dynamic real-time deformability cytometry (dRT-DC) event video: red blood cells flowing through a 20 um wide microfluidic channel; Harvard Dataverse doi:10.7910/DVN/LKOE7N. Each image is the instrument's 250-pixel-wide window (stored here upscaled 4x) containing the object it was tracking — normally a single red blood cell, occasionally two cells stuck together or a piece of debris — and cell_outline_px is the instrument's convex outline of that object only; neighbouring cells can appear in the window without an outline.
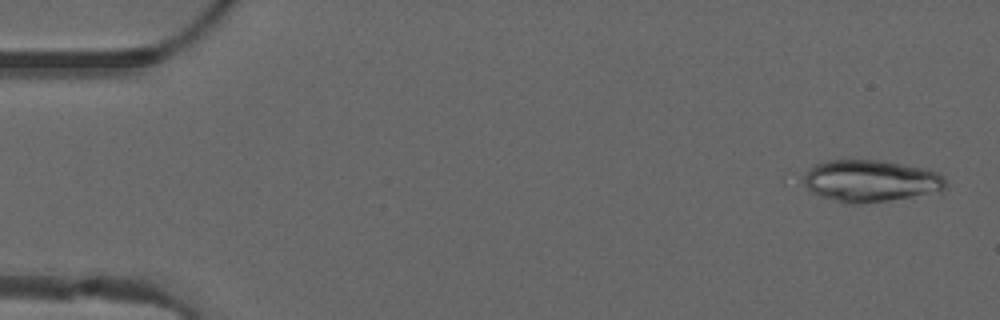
{"species": "common noctule bat (a hibernating species)", "species_latin": "Nyctalus noctula", "temperature_condition": "warm", "stored_images_in_passage": 7, "camera_frame_rate_fps": 3000, "um_per_image_px": 0.085, "animal": {"sex": "male", "forearm_length_mm": 52.5}, "frame": {"image": 1, "passage_image": 2, "time_ms": 0.333, "image_size_px": [1000, 320], "cell_outline_px": [[948, 188], [940, 192], [888, 200], [856, 204], [844, 204], [820, 196], [812, 192], [800, 184], [800, 176], [816, 164], [828, 160], [880, 160], [924, 168], [940, 172]], "centroid_in_image_um": [73.96, 15.38], "position_along_channel_um": 11.0, "area_um2": 35.2}}